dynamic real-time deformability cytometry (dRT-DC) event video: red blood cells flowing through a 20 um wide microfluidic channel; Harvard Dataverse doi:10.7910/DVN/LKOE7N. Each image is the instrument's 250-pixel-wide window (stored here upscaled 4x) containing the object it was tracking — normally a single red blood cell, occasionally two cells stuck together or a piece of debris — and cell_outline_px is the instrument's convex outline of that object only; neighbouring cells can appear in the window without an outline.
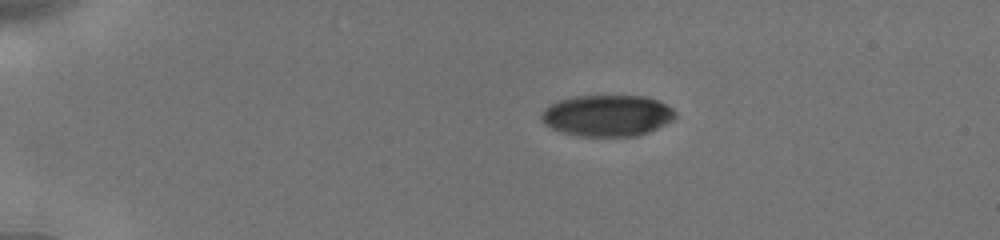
{"species": "human", "species_latin": "Homo sapiens", "temperature_condition": "cold", "stored_images_in_passage": 21, "camera_frame_rate_fps": 3000, "um_per_image_px": 0.085, "donor": {"sex": "male"}, "frame": {"image": 1, "passage_image": 1, "time_ms": 0.0, "image_size_px": [1000, 240], "cell_outline_px": [[676, 116], [672, 120], [648, 132], [636, 136], [580, 136], [560, 132], [544, 124], [540, 120], [540, 112], [548, 104], [572, 96], [648, 96], [672, 108], [676, 112]], "centroid_in_image_um": [51.56, 9.82], "position_along_channel_um": 33.4, "area_um2": 32.43}}
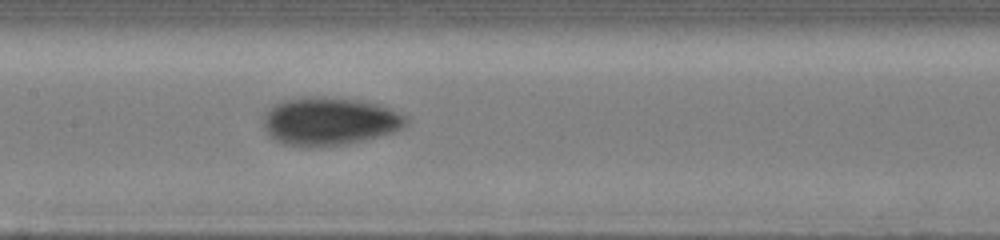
{"frame": {"image": 2, "passage_image": 16, "time_ms": 5.667, "image_size_px": [1000, 240], "cell_outline_px": [[408, 124], [404, 128], [396, 132], [344, 144], [304, 148], [284, 144], [268, 136], [264, 128], [264, 116], [268, 108], [272, 104], [284, 100], [300, 96], [324, 96], [364, 100], [392, 108], [408, 116]], "centroid_in_image_um": [28.02, 10.29], "position_along_channel_um": 179.4, "area_um2": 40.86}}
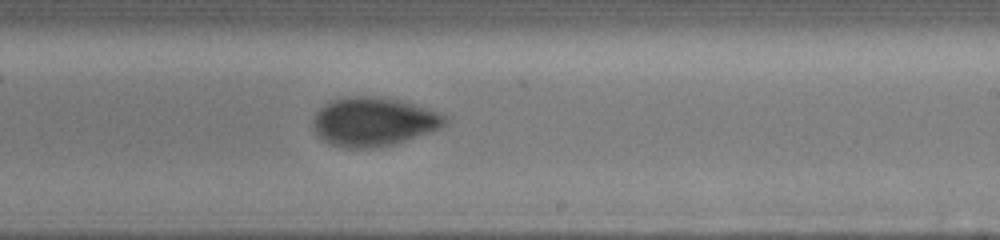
{"frame": {"image": 3, "passage_image": 21, "time_ms": 7.667, "image_size_px": [1000, 240], "cell_outline_px": [[448, 124], [432, 132], [396, 144], [372, 148], [348, 148], [328, 144], [316, 132], [312, 124], [312, 120], [316, 112], [324, 104], [332, 100], [352, 96], [368, 96], [400, 100], [448, 116]], "centroid_in_image_um": [31.76, 10.36], "position_along_channel_um": 257.2, "area_um2": 37.57}}